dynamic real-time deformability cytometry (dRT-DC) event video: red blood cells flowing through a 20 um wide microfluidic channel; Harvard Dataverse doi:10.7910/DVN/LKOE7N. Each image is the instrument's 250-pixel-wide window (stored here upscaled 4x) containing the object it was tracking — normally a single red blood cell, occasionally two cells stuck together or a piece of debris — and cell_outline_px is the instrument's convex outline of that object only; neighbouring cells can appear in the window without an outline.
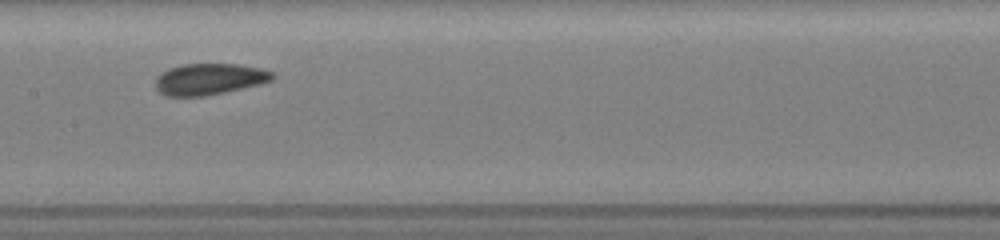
{"species": "common noctule bat (a hibernating species)", "species_latin": "Nyctalus noctula", "temperature_condition": "room temperature", "stored_images_in_passage": 17, "camera_frame_rate_fps": 3000, "um_per_image_px": 0.085, "animal": {"sex": "female", "body_mass_g": 19.5, "forearm_length_mm": 54.1}, "frame": {"image": 1, "passage_image": 6, "time_ms": 5.0, "image_size_px": [1000, 240], "cell_outline_px": [[276, 76], [272, 80], [260, 84], [224, 92], [204, 96], [168, 96], [160, 92], [156, 88], [156, 76], [160, 72], [168, 68], [184, 64], [236, 64], [260, 68], [272, 72]], "centroid_in_image_um": [17.78, 6.72], "position_along_channel_um": 189.6, "area_um2": 21.33}}
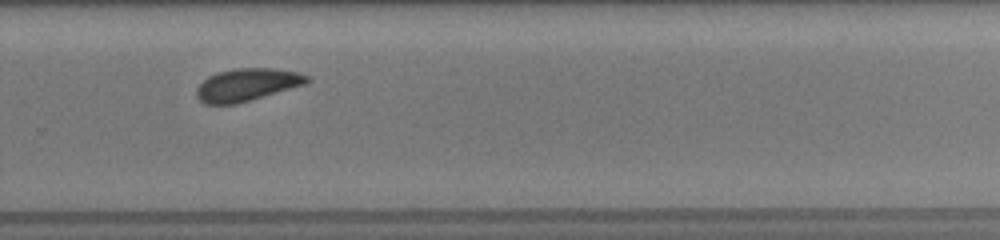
{"frame": {"image": 2, "passage_image": 10, "time_ms": 8.0, "image_size_px": [1000, 240], "cell_outline_px": [[312, 80], [308, 84], [248, 100], [232, 104], [204, 104], [196, 96], [196, 88], [208, 76], [220, 72], [236, 68], [276, 68], [296, 72], [308, 76]], "centroid_in_image_um": [21.02, 7.19], "position_along_channel_um": 308.8, "area_um2": 20.81}}
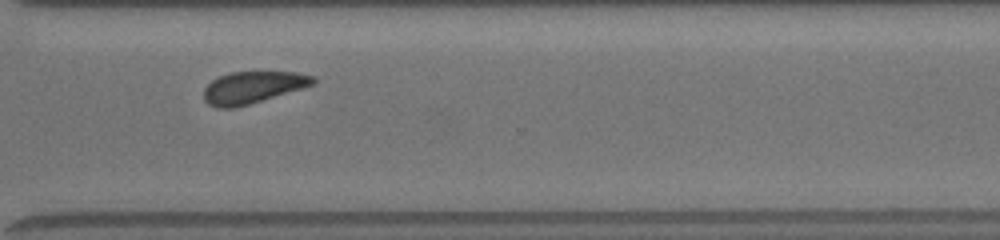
{"frame": {"image": 3, "passage_image": 12, "time_ms": 9.0, "image_size_px": [1000, 240], "cell_outline_px": [[316, 84], [248, 104], [232, 108], [216, 108], [208, 104], [204, 100], [204, 88], [212, 80], [220, 76], [232, 72], [296, 72], [316, 76]], "centroid_in_image_um": [21.49, 7.42], "position_along_channel_um": 349.1, "area_um2": 20.23}, "authors_computed_cell_mechanics": {"area_um2": 20.6924, "velocity_mm_per_s": 3.9838, "shape_relaxation_time_tau1_ms": 4.3638, "shape_relaxation_time_tau2_ms": null, "deformation_change_tau1": 0.0937, "deformation_change_tau2": null}}